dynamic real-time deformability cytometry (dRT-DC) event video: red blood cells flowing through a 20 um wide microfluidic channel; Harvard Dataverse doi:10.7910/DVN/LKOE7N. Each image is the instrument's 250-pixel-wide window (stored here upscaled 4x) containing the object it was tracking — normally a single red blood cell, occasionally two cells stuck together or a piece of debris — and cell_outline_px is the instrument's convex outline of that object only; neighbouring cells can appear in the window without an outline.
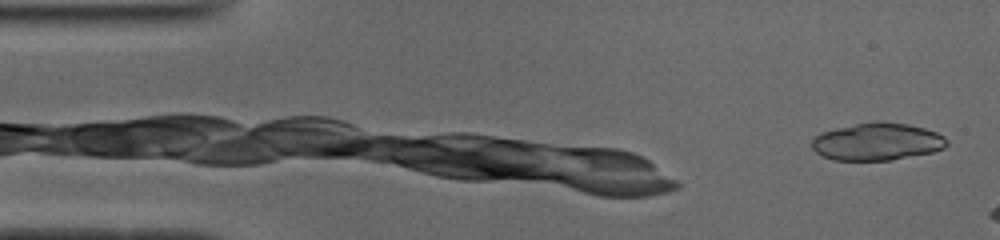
{"species": "common noctule bat (a hibernating species)", "species_latin": "Nyctalus noctula", "temperature_condition": "cold", "stored_images_in_passage": 5, "camera_frame_rate_fps": 3000, "um_per_image_px": 0.085, "animal": {"sex": "male", "body_mass_g": 19.0, "forearm_length_mm": 50.8}, "frame": {"image": 1, "passage_image": 2, "time_ms": 0.333, "image_size_px": [1000, 240], "cell_outline_px": [[948, 144], [944, 148], [932, 152], [892, 160], [832, 160], [816, 152], [812, 148], [812, 140], [820, 132], [836, 128], [876, 120], [880, 120], [908, 124], [924, 128], [936, 132], [944, 136], [948, 140]], "centroid_in_image_um": [74.57, 12.03], "position_along_channel_um": 10.4, "area_um2": 29.59}}